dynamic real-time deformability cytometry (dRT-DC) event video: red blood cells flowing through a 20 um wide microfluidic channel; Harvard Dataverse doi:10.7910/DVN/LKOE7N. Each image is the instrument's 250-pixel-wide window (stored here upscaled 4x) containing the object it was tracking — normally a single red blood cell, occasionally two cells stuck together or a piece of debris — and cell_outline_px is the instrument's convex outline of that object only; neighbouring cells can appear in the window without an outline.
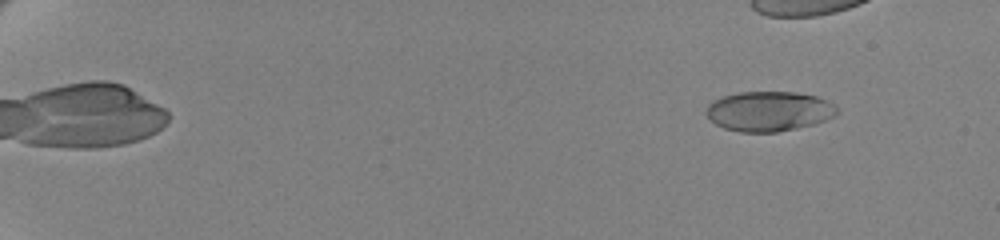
{"species": "human", "species_latin": "Homo sapiens", "temperature_condition": "cold", "stored_images_in_passage": 53, "camera_frame_rate_fps": 3000, "um_per_image_px": 0.085, "donor": {"sex": "female"}, "frame": {"image": 1, "passage_image": 7, "time_ms": 2.0, "image_size_px": [1000, 240], "cell_outline_px": [[840, 112], [836, 116], [812, 124], [796, 128], [776, 132], [740, 132], [724, 128], [716, 124], [704, 112], [708, 104], [712, 100], [724, 96], [740, 92], [796, 92], [816, 96], [832, 104]], "centroid_in_image_um": [65.33, 9.45], "position_along_channel_um": 19.7, "area_um2": 30.29}}
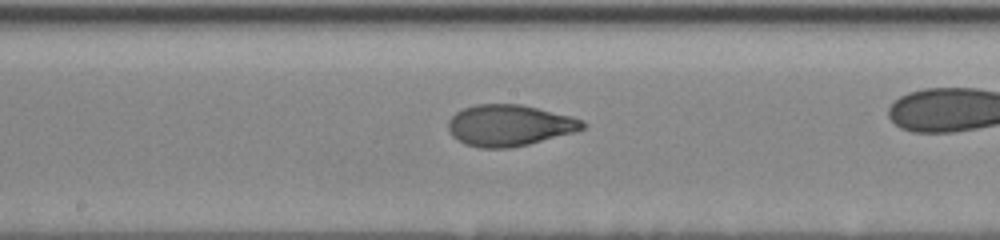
{"frame": {"image": 2, "passage_image": 37, "time_ms": 12.0, "image_size_px": [1000, 240], "cell_outline_px": [[584, 128], [572, 132], [528, 144], [508, 148], [480, 148], [464, 144], [452, 136], [448, 128], [448, 120], [456, 112], [464, 108], [476, 104], [520, 104], [572, 116], [584, 120]], "centroid_in_image_um": [43.26, 10.65], "position_along_channel_um": 204.9, "area_um2": 32.14}}
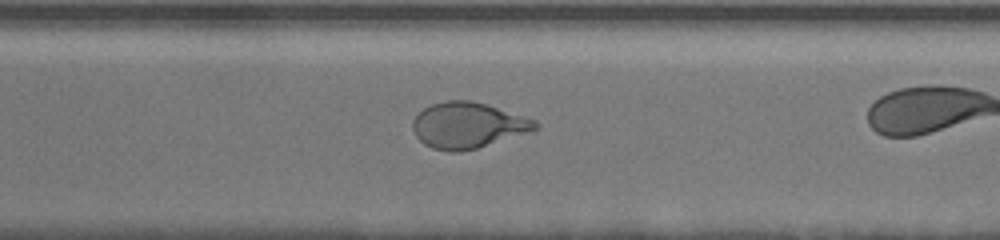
{"frame": {"image": 3, "passage_image": 48, "time_ms": 15.667, "image_size_px": [1000, 240], "cell_outline_px": [[540, 128], [476, 148], [460, 152], [448, 152], [432, 148], [424, 144], [416, 136], [412, 128], [412, 120], [424, 108], [432, 104], [444, 100], [472, 100], [488, 104], [536, 120], [540, 124]], "centroid_in_image_um": [39.75, 10.64], "position_along_channel_um": 330.8, "area_um2": 32.77}}